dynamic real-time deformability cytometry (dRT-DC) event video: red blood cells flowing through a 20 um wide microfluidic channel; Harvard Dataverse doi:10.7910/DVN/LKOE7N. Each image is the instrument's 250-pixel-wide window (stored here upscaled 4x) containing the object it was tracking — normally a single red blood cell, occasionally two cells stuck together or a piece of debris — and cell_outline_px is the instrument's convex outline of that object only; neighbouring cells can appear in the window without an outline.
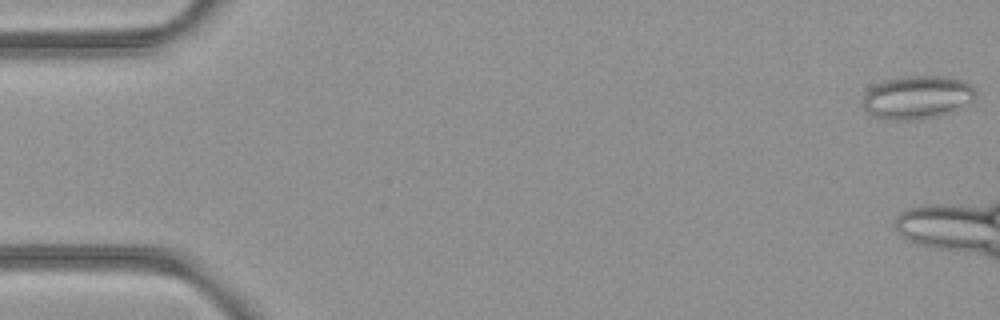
{"species": "common noctule bat (a hibernating species)", "species_latin": "Nyctalus noctula", "temperature_condition": "room temperature", "stored_images_in_passage": 15, "camera_frame_rate_fps": 3000, "um_per_image_px": 0.085, "animal": {"sex": "female", "body_mass_g": 21.9}, "frame": {"image": 1, "passage_image": 1, "time_ms": 0.0, "image_size_px": [1000, 320], "cell_outline_px": [[976, 96], [972, 100], [952, 112], [920, 120], [896, 120], [876, 116], [868, 112], [864, 108], [864, 96], [868, 88], [884, 80], [904, 76], [948, 76], [960, 80], [976, 88]], "centroid_in_image_um": [77.97, 8.26], "position_along_channel_um": 7.0, "area_um2": 28.32}}